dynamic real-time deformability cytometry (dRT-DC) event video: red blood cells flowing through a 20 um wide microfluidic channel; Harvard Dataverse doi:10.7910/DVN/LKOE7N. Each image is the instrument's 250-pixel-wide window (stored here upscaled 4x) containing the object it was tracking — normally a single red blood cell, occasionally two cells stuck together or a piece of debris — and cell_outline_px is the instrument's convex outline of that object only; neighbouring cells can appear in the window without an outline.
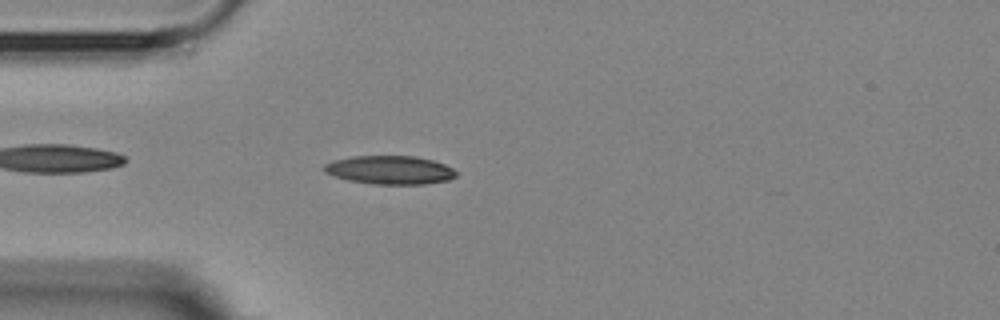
{"species": "Egyptian fruit bat (a non-hibernating species)", "species_latin": "Rousettus aegyptiacus", "temperature_condition": "room temperature", "stored_images_in_passage": 4, "camera_frame_rate_fps": 3000, "um_per_image_px": 0.085, "animal": {"sex": "female"}, "frame": {"image": 1, "passage_image": 4, "time_ms": 4.0, "image_size_px": [1000, 320], "cell_outline_px": [[456, 176], [448, 180], [424, 184], [376, 184], [348, 180], [324, 172], [324, 164], [332, 160], [352, 156], [416, 156], [432, 160], [444, 164], [452, 168], [456, 172]], "centroid_in_image_um": [33.13, 14.44], "position_along_channel_um": 51.9, "area_um2": 21.85}}